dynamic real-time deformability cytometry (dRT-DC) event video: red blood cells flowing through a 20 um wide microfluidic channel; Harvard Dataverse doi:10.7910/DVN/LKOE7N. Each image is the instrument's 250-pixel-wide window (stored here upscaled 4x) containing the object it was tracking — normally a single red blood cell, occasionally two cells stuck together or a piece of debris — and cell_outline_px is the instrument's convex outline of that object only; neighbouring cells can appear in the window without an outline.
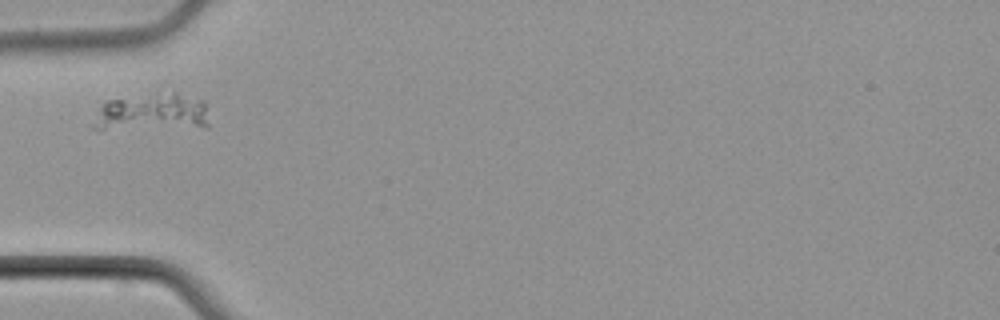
{"species": "common noctule bat (a hibernating species)", "species_latin": "Nyctalus noctula", "temperature_condition": "cold", "stored_images_in_passage": 1, "camera_frame_rate_fps": 3000, "um_per_image_px": 0.085, "animal": {"sex": "male", "body_mass_g": 21.5, "forearm_length_mm": 52.0}, "frame": {"image": 1, "passage_image": 1, "time_ms": 0.0, "image_size_px": [1000, 320], "cell_outline_px": [[208, 128], [88, 128], [104, 100], [172, 92], [176, 92], [204, 100], [208, 124]], "centroid_in_image_um": [12.94, 9.55], "position_along_channel_um": 72.1, "area_um2": 25.32}}